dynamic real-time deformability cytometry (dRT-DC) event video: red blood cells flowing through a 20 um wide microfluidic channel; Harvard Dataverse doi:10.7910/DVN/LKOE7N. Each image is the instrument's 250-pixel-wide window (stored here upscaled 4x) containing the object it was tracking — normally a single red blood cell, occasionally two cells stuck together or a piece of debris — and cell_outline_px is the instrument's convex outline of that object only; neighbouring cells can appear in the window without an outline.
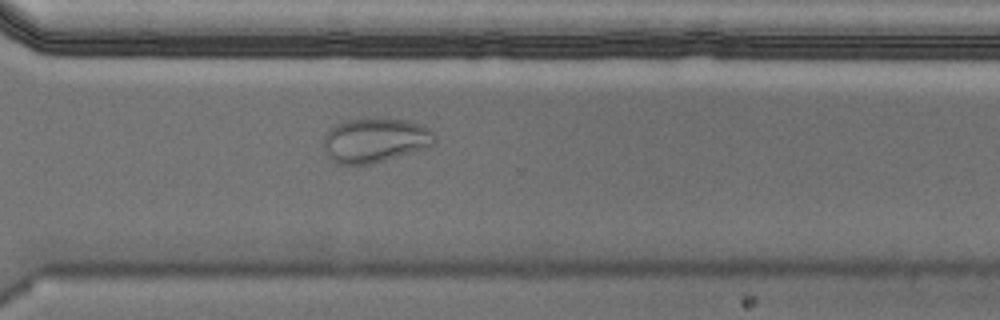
{"species": "Egyptian fruit bat (a non-hibernating species)", "species_latin": "Rousettus aegyptiacus", "temperature_condition": "cold", "stored_images_in_passage": 55, "camera_frame_rate_fps": 3000, "um_per_image_px": 0.085, "animal": {"sex": "male"}, "frame": {"image": 1, "passage_image": 40, "time_ms": 13.0, "image_size_px": [1000, 320], "cell_outline_px": [[436, 144], [432, 148], [372, 164], [336, 164], [328, 156], [324, 148], [324, 136], [336, 124], [344, 120], [408, 120], [420, 124], [428, 128], [436, 136]], "centroid_in_image_um": [31.95, 11.96], "position_along_channel_um": 338.6, "area_um2": 28.84}}